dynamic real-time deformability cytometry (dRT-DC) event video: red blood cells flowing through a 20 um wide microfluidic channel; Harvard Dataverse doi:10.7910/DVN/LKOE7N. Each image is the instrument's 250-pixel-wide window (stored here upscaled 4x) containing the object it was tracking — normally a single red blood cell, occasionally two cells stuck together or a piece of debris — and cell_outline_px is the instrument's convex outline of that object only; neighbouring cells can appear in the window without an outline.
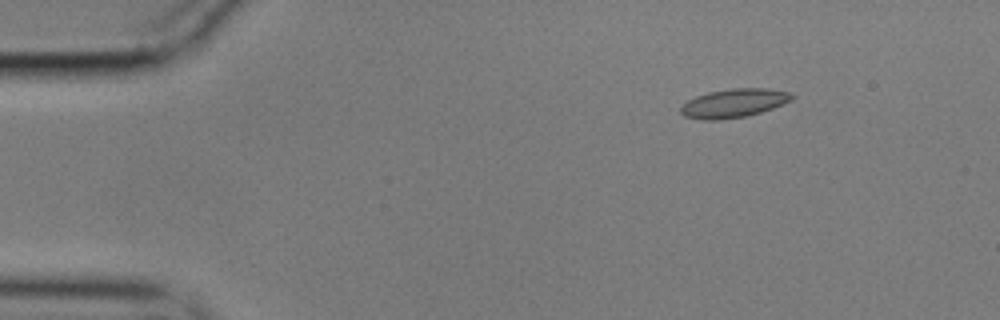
{"species": "common noctule bat (a hibernating species)", "species_latin": "Nyctalus noctula", "temperature_condition": "cold", "stored_images_in_passage": 50, "camera_frame_rate_fps": 3000, "um_per_image_px": 0.085, "animal": {"sex": "male", "body_mass_g": 17.9}, "frame": {"image": 1, "passage_image": 1, "time_ms": 0.0, "image_size_px": [1000, 320], "cell_outline_px": [[796, 96], [792, 100], [784, 104], [760, 112], [744, 116], [720, 120], [700, 120], [684, 116], [680, 112], [680, 108], [688, 100], [696, 96], [708, 92], [732, 88], [768, 88], [788, 92]], "centroid_in_image_um": [62.38, 8.77], "position_along_channel_um": 22.6, "area_um2": 18.61}}
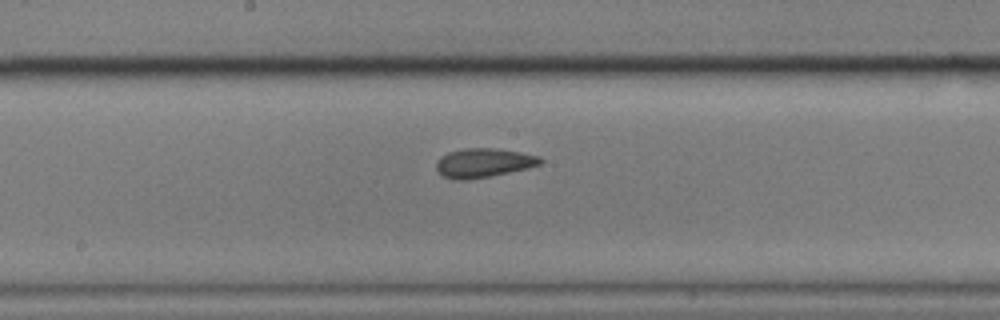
{"frame": {"image": 2, "passage_image": 23, "time_ms": 7.333, "image_size_px": [1000, 320], "cell_outline_px": [[544, 160], [540, 164], [528, 168], [468, 180], [452, 180], [440, 176], [436, 168], [436, 160], [440, 156], [448, 152], [464, 148], [496, 148], [520, 152], [540, 156]], "centroid_in_image_um": [41.05, 13.84], "position_along_channel_um": 207.2, "area_um2": 17.86}}
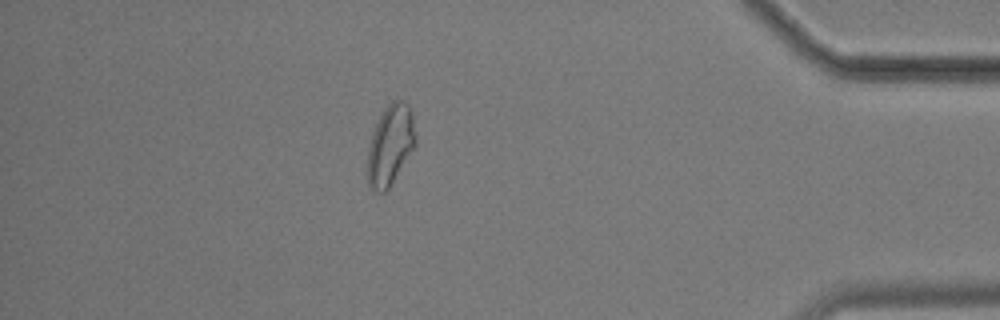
{"frame": {"image": 3, "passage_image": 43, "time_ms": 14.0, "image_size_px": [1000, 320], "cell_outline_px": [[416, 144], [388, 188], [384, 192], [376, 192], [368, 184], [368, 148], [372, 132], [384, 108], [392, 100], [404, 100], [408, 104], [412, 112], [416, 136]], "centroid_in_image_um": [33.18, 12.28], "position_along_channel_um": 402.0, "area_um2": 22.25}, "authors_computed_cell_mechanics": {"area_um2": 17.7735, "velocity_mm_per_s": 3.5251, "shape_relaxation_time_tau1_ms": 3.6057, "shape_relaxation_time_tau2_ms": 1.4906, "deformation_change_tau1": 0.1043, "deformation_change_tau2": 0.0719}}